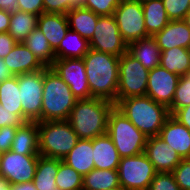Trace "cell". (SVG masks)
Instances as JSON below:
<instances>
[{
    "label": "cell",
    "mask_w": 190,
    "mask_h": 190,
    "mask_svg": "<svg viewBox=\"0 0 190 190\" xmlns=\"http://www.w3.org/2000/svg\"><path fill=\"white\" fill-rule=\"evenodd\" d=\"M119 58L91 48L83 57L91 98L117 103Z\"/></svg>",
    "instance_id": "6da1fadb"
},
{
    "label": "cell",
    "mask_w": 190,
    "mask_h": 190,
    "mask_svg": "<svg viewBox=\"0 0 190 190\" xmlns=\"http://www.w3.org/2000/svg\"><path fill=\"white\" fill-rule=\"evenodd\" d=\"M114 103L100 98L77 100L67 119L79 139L92 140L107 133L108 117Z\"/></svg>",
    "instance_id": "7a4b0ae2"
},
{
    "label": "cell",
    "mask_w": 190,
    "mask_h": 190,
    "mask_svg": "<svg viewBox=\"0 0 190 190\" xmlns=\"http://www.w3.org/2000/svg\"><path fill=\"white\" fill-rule=\"evenodd\" d=\"M115 107L148 137L159 136L161 128L170 116L165 105L148 96L121 99Z\"/></svg>",
    "instance_id": "3957f363"
},
{
    "label": "cell",
    "mask_w": 190,
    "mask_h": 190,
    "mask_svg": "<svg viewBox=\"0 0 190 190\" xmlns=\"http://www.w3.org/2000/svg\"><path fill=\"white\" fill-rule=\"evenodd\" d=\"M77 100L52 67L43 69L41 122L67 120Z\"/></svg>",
    "instance_id": "277c9868"
},
{
    "label": "cell",
    "mask_w": 190,
    "mask_h": 190,
    "mask_svg": "<svg viewBox=\"0 0 190 190\" xmlns=\"http://www.w3.org/2000/svg\"><path fill=\"white\" fill-rule=\"evenodd\" d=\"M40 156L62 160L79 140L67 120L38 122Z\"/></svg>",
    "instance_id": "5b68a950"
},
{
    "label": "cell",
    "mask_w": 190,
    "mask_h": 190,
    "mask_svg": "<svg viewBox=\"0 0 190 190\" xmlns=\"http://www.w3.org/2000/svg\"><path fill=\"white\" fill-rule=\"evenodd\" d=\"M107 134L121 158L144 153L148 136L141 132L115 106L109 113Z\"/></svg>",
    "instance_id": "8992f818"
},
{
    "label": "cell",
    "mask_w": 190,
    "mask_h": 190,
    "mask_svg": "<svg viewBox=\"0 0 190 190\" xmlns=\"http://www.w3.org/2000/svg\"><path fill=\"white\" fill-rule=\"evenodd\" d=\"M149 70L128 52L119 58L117 102L121 99L146 96Z\"/></svg>",
    "instance_id": "52a82bcc"
},
{
    "label": "cell",
    "mask_w": 190,
    "mask_h": 190,
    "mask_svg": "<svg viewBox=\"0 0 190 190\" xmlns=\"http://www.w3.org/2000/svg\"><path fill=\"white\" fill-rule=\"evenodd\" d=\"M117 171L125 190H148L157 173L145 153L121 158Z\"/></svg>",
    "instance_id": "ba28073f"
},
{
    "label": "cell",
    "mask_w": 190,
    "mask_h": 190,
    "mask_svg": "<svg viewBox=\"0 0 190 190\" xmlns=\"http://www.w3.org/2000/svg\"><path fill=\"white\" fill-rule=\"evenodd\" d=\"M113 16L127 45L150 36L145 28L144 12L140 2L121 0Z\"/></svg>",
    "instance_id": "9c48e42d"
},
{
    "label": "cell",
    "mask_w": 190,
    "mask_h": 190,
    "mask_svg": "<svg viewBox=\"0 0 190 190\" xmlns=\"http://www.w3.org/2000/svg\"><path fill=\"white\" fill-rule=\"evenodd\" d=\"M20 100L25 122H41L43 69L18 75Z\"/></svg>",
    "instance_id": "30bf717a"
},
{
    "label": "cell",
    "mask_w": 190,
    "mask_h": 190,
    "mask_svg": "<svg viewBox=\"0 0 190 190\" xmlns=\"http://www.w3.org/2000/svg\"><path fill=\"white\" fill-rule=\"evenodd\" d=\"M90 48L120 57L128 45L122 38L113 15L99 16L94 34L89 40Z\"/></svg>",
    "instance_id": "8fae6325"
},
{
    "label": "cell",
    "mask_w": 190,
    "mask_h": 190,
    "mask_svg": "<svg viewBox=\"0 0 190 190\" xmlns=\"http://www.w3.org/2000/svg\"><path fill=\"white\" fill-rule=\"evenodd\" d=\"M39 156L17 154L11 150L3 152L0 175L4 176L11 185L31 182L34 179Z\"/></svg>",
    "instance_id": "7c38bea8"
},
{
    "label": "cell",
    "mask_w": 190,
    "mask_h": 190,
    "mask_svg": "<svg viewBox=\"0 0 190 190\" xmlns=\"http://www.w3.org/2000/svg\"><path fill=\"white\" fill-rule=\"evenodd\" d=\"M52 68L69 85L78 100L91 98L83 58L55 59Z\"/></svg>",
    "instance_id": "4fadbf2b"
},
{
    "label": "cell",
    "mask_w": 190,
    "mask_h": 190,
    "mask_svg": "<svg viewBox=\"0 0 190 190\" xmlns=\"http://www.w3.org/2000/svg\"><path fill=\"white\" fill-rule=\"evenodd\" d=\"M180 76L161 66L149 70L146 96L169 108Z\"/></svg>",
    "instance_id": "5bb4252c"
},
{
    "label": "cell",
    "mask_w": 190,
    "mask_h": 190,
    "mask_svg": "<svg viewBox=\"0 0 190 190\" xmlns=\"http://www.w3.org/2000/svg\"><path fill=\"white\" fill-rule=\"evenodd\" d=\"M144 153L157 173L172 172L182 161L181 156L160 136L148 137Z\"/></svg>",
    "instance_id": "9a60e30c"
},
{
    "label": "cell",
    "mask_w": 190,
    "mask_h": 190,
    "mask_svg": "<svg viewBox=\"0 0 190 190\" xmlns=\"http://www.w3.org/2000/svg\"><path fill=\"white\" fill-rule=\"evenodd\" d=\"M159 136L171 146L182 159L190 158V130L170 115Z\"/></svg>",
    "instance_id": "2e32d148"
},
{
    "label": "cell",
    "mask_w": 190,
    "mask_h": 190,
    "mask_svg": "<svg viewBox=\"0 0 190 190\" xmlns=\"http://www.w3.org/2000/svg\"><path fill=\"white\" fill-rule=\"evenodd\" d=\"M152 37L161 51L173 47L190 48V29L183 20L169 21L161 31Z\"/></svg>",
    "instance_id": "e0dca14e"
},
{
    "label": "cell",
    "mask_w": 190,
    "mask_h": 190,
    "mask_svg": "<svg viewBox=\"0 0 190 190\" xmlns=\"http://www.w3.org/2000/svg\"><path fill=\"white\" fill-rule=\"evenodd\" d=\"M3 59L13 76L45 68L22 42H17L10 53Z\"/></svg>",
    "instance_id": "ac0fdd59"
},
{
    "label": "cell",
    "mask_w": 190,
    "mask_h": 190,
    "mask_svg": "<svg viewBox=\"0 0 190 190\" xmlns=\"http://www.w3.org/2000/svg\"><path fill=\"white\" fill-rule=\"evenodd\" d=\"M37 27L49 41L54 51L70 29L66 14L45 12L38 16Z\"/></svg>",
    "instance_id": "d6986e66"
},
{
    "label": "cell",
    "mask_w": 190,
    "mask_h": 190,
    "mask_svg": "<svg viewBox=\"0 0 190 190\" xmlns=\"http://www.w3.org/2000/svg\"><path fill=\"white\" fill-rule=\"evenodd\" d=\"M93 160L96 169L117 170L121 157L106 133L92 139Z\"/></svg>",
    "instance_id": "ffe728a7"
},
{
    "label": "cell",
    "mask_w": 190,
    "mask_h": 190,
    "mask_svg": "<svg viewBox=\"0 0 190 190\" xmlns=\"http://www.w3.org/2000/svg\"><path fill=\"white\" fill-rule=\"evenodd\" d=\"M83 177L95 168L92 140L79 139L74 148L62 159Z\"/></svg>",
    "instance_id": "44dd1931"
},
{
    "label": "cell",
    "mask_w": 190,
    "mask_h": 190,
    "mask_svg": "<svg viewBox=\"0 0 190 190\" xmlns=\"http://www.w3.org/2000/svg\"><path fill=\"white\" fill-rule=\"evenodd\" d=\"M127 52L148 70L160 66L161 50L152 36L130 43Z\"/></svg>",
    "instance_id": "7402d4cb"
},
{
    "label": "cell",
    "mask_w": 190,
    "mask_h": 190,
    "mask_svg": "<svg viewBox=\"0 0 190 190\" xmlns=\"http://www.w3.org/2000/svg\"><path fill=\"white\" fill-rule=\"evenodd\" d=\"M10 150L22 155H40L38 122H25L18 127Z\"/></svg>",
    "instance_id": "603a6c76"
},
{
    "label": "cell",
    "mask_w": 190,
    "mask_h": 190,
    "mask_svg": "<svg viewBox=\"0 0 190 190\" xmlns=\"http://www.w3.org/2000/svg\"><path fill=\"white\" fill-rule=\"evenodd\" d=\"M69 28L88 41L94 34L99 15L83 6L73 7L67 14Z\"/></svg>",
    "instance_id": "cb8c5ba5"
},
{
    "label": "cell",
    "mask_w": 190,
    "mask_h": 190,
    "mask_svg": "<svg viewBox=\"0 0 190 190\" xmlns=\"http://www.w3.org/2000/svg\"><path fill=\"white\" fill-rule=\"evenodd\" d=\"M89 49V41L78 32L69 29L55 50V57L56 59H81L88 53Z\"/></svg>",
    "instance_id": "d4e9b609"
},
{
    "label": "cell",
    "mask_w": 190,
    "mask_h": 190,
    "mask_svg": "<svg viewBox=\"0 0 190 190\" xmlns=\"http://www.w3.org/2000/svg\"><path fill=\"white\" fill-rule=\"evenodd\" d=\"M59 159L39 156L33 183L37 190H60L55 183Z\"/></svg>",
    "instance_id": "484cf974"
},
{
    "label": "cell",
    "mask_w": 190,
    "mask_h": 190,
    "mask_svg": "<svg viewBox=\"0 0 190 190\" xmlns=\"http://www.w3.org/2000/svg\"><path fill=\"white\" fill-rule=\"evenodd\" d=\"M160 66L179 76L190 72V50L184 47H173L161 51Z\"/></svg>",
    "instance_id": "4316f807"
},
{
    "label": "cell",
    "mask_w": 190,
    "mask_h": 190,
    "mask_svg": "<svg viewBox=\"0 0 190 190\" xmlns=\"http://www.w3.org/2000/svg\"><path fill=\"white\" fill-rule=\"evenodd\" d=\"M22 43L35 55L44 67H52L56 59L55 51L38 27Z\"/></svg>",
    "instance_id": "83f0119b"
},
{
    "label": "cell",
    "mask_w": 190,
    "mask_h": 190,
    "mask_svg": "<svg viewBox=\"0 0 190 190\" xmlns=\"http://www.w3.org/2000/svg\"><path fill=\"white\" fill-rule=\"evenodd\" d=\"M142 9L145 28L150 36L161 31L170 21L162 0L145 2L142 4Z\"/></svg>",
    "instance_id": "f1b7e54d"
},
{
    "label": "cell",
    "mask_w": 190,
    "mask_h": 190,
    "mask_svg": "<svg viewBox=\"0 0 190 190\" xmlns=\"http://www.w3.org/2000/svg\"><path fill=\"white\" fill-rule=\"evenodd\" d=\"M119 186L117 170L94 168L83 177L82 190H110Z\"/></svg>",
    "instance_id": "f546056e"
},
{
    "label": "cell",
    "mask_w": 190,
    "mask_h": 190,
    "mask_svg": "<svg viewBox=\"0 0 190 190\" xmlns=\"http://www.w3.org/2000/svg\"><path fill=\"white\" fill-rule=\"evenodd\" d=\"M38 15L23 11L11 13L8 33L16 42H23L37 27Z\"/></svg>",
    "instance_id": "4dcf8cb0"
},
{
    "label": "cell",
    "mask_w": 190,
    "mask_h": 190,
    "mask_svg": "<svg viewBox=\"0 0 190 190\" xmlns=\"http://www.w3.org/2000/svg\"><path fill=\"white\" fill-rule=\"evenodd\" d=\"M18 75L0 83V103L4 108L18 114L23 119V110L20 100Z\"/></svg>",
    "instance_id": "1f68e13d"
},
{
    "label": "cell",
    "mask_w": 190,
    "mask_h": 190,
    "mask_svg": "<svg viewBox=\"0 0 190 190\" xmlns=\"http://www.w3.org/2000/svg\"><path fill=\"white\" fill-rule=\"evenodd\" d=\"M55 183L60 190H82L83 176L59 159Z\"/></svg>",
    "instance_id": "d6a6232c"
},
{
    "label": "cell",
    "mask_w": 190,
    "mask_h": 190,
    "mask_svg": "<svg viewBox=\"0 0 190 190\" xmlns=\"http://www.w3.org/2000/svg\"><path fill=\"white\" fill-rule=\"evenodd\" d=\"M187 105H190V72L179 78L172 104L168 108L170 115Z\"/></svg>",
    "instance_id": "836d02e7"
},
{
    "label": "cell",
    "mask_w": 190,
    "mask_h": 190,
    "mask_svg": "<svg viewBox=\"0 0 190 190\" xmlns=\"http://www.w3.org/2000/svg\"><path fill=\"white\" fill-rule=\"evenodd\" d=\"M170 21L183 20L190 10V0H162Z\"/></svg>",
    "instance_id": "e575fe53"
},
{
    "label": "cell",
    "mask_w": 190,
    "mask_h": 190,
    "mask_svg": "<svg viewBox=\"0 0 190 190\" xmlns=\"http://www.w3.org/2000/svg\"><path fill=\"white\" fill-rule=\"evenodd\" d=\"M121 0H85L83 7L99 16L113 15Z\"/></svg>",
    "instance_id": "d590c367"
},
{
    "label": "cell",
    "mask_w": 190,
    "mask_h": 190,
    "mask_svg": "<svg viewBox=\"0 0 190 190\" xmlns=\"http://www.w3.org/2000/svg\"><path fill=\"white\" fill-rule=\"evenodd\" d=\"M148 190H181L171 172H158L151 181Z\"/></svg>",
    "instance_id": "8d00e7d4"
},
{
    "label": "cell",
    "mask_w": 190,
    "mask_h": 190,
    "mask_svg": "<svg viewBox=\"0 0 190 190\" xmlns=\"http://www.w3.org/2000/svg\"><path fill=\"white\" fill-rule=\"evenodd\" d=\"M171 173L181 190H190V158L182 159Z\"/></svg>",
    "instance_id": "74e56055"
},
{
    "label": "cell",
    "mask_w": 190,
    "mask_h": 190,
    "mask_svg": "<svg viewBox=\"0 0 190 190\" xmlns=\"http://www.w3.org/2000/svg\"><path fill=\"white\" fill-rule=\"evenodd\" d=\"M45 13L67 14L71 10V0H43Z\"/></svg>",
    "instance_id": "f35d334b"
},
{
    "label": "cell",
    "mask_w": 190,
    "mask_h": 190,
    "mask_svg": "<svg viewBox=\"0 0 190 190\" xmlns=\"http://www.w3.org/2000/svg\"><path fill=\"white\" fill-rule=\"evenodd\" d=\"M25 121L12 111L7 110L0 103V128L5 126L21 127Z\"/></svg>",
    "instance_id": "ab89813d"
},
{
    "label": "cell",
    "mask_w": 190,
    "mask_h": 190,
    "mask_svg": "<svg viewBox=\"0 0 190 190\" xmlns=\"http://www.w3.org/2000/svg\"><path fill=\"white\" fill-rule=\"evenodd\" d=\"M18 10L41 15L44 13L43 0H17Z\"/></svg>",
    "instance_id": "60d3db41"
},
{
    "label": "cell",
    "mask_w": 190,
    "mask_h": 190,
    "mask_svg": "<svg viewBox=\"0 0 190 190\" xmlns=\"http://www.w3.org/2000/svg\"><path fill=\"white\" fill-rule=\"evenodd\" d=\"M18 127L5 126L0 128V150L7 152L11 149Z\"/></svg>",
    "instance_id": "b9f144b4"
},
{
    "label": "cell",
    "mask_w": 190,
    "mask_h": 190,
    "mask_svg": "<svg viewBox=\"0 0 190 190\" xmlns=\"http://www.w3.org/2000/svg\"><path fill=\"white\" fill-rule=\"evenodd\" d=\"M16 43L17 42L8 32L0 33V58H5Z\"/></svg>",
    "instance_id": "7bdbcfd3"
},
{
    "label": "cell",
    "mask_w": 190,
    "mask_h": 190,
    "mask_svg": "<svg viewBox=\"0 0 190 190\" xmlns=\"http://www.w3.org/2000/svg\"><path fill=\"white\" fill-rule=\"evenodd\" d=\"M172 116L190 130V105L179 108Z\"/></svg>",
    "instance_id": "ee69618b"
},
{
    "label": "cell",
    "mask_w": 190,
    "mask_h": 190,
    "mask_svg": "<svg viewBox=\"0 0 190 190\" xmlns=\"http://www.w3.org/2000/svg\"><path fill=\"white\" fill-rule=\"evenodd\" d=\"M11 13L0 9V33H5L9 29Z\"/></svg>",
    "instance_id": "f6af8a7d"
},
{
    "label": "cell",
    "mask_w": 190,
    "mask_h": 190,
    "mask_svg": "<svg viewBox=\"0 0 190 190\" xmlns=\"http://www.w3.org/2000/svg\"><path fill=\"white\" fill-rule=\"evenodd\" d=\"M0 9L13 13L18 10L17 0H0Z\"/></svg>",
    "instance_id": "bcb514c9"
},
{
    "label": "cell",
    "mask_w": 190,
    "mask_h": 190,
    "mask_svg": "<svg viewBox=\"0 0 190 190\" xmlns=\"http://www.w3.org/2000/svg\"><path fill=\"white\" fill-rule=\"evenodd\" d=\"M13 75L6 66L4 59L0 58V83L4 80L11 78Z\"/></svg>",
    "instance_id": "7dc6e473"
},
{
    "label": "cell",
    "mask_w": 190,
    "mask_h": 190,
    "mask_svg": "<svg viewBox=\"0 0 190 190\" xmlns=\"http://www.w3.org/2000/svg\"><path fill=\"white\" fill-rule=\"evenodd\" d=\"M11 189L12 190H37L35 188L33 181L25 182V183H19V184H12Z\"/></svg>",
    "instance_id": "c3c4849f"
},
{
    "label": "cell",
    "mask_w": 190,
    "mask_h": 190,
    "mask_svg": "<svg viewBox=\"0 0 190 190\" xmlns=\"http://www.w3.org/2000/svg\"><path fill=\"white\" fill-rule=\"evenodd\" d=\"M0 190H12L9 181L2 175H0Z\"/></svg>",
    "instance_id": "681fc988"
},
{
    "label": "cell",
    "mask_w": 190,
    "mask_h": 190,
    "mask_svg": "<svg viewBox=\"0 0 190 190\" xmlns=\"http://www.w3.org/2000/svg\"><path fill=\"white\" fill-rule=\"evenodd\" d=\"M85 0H71V9L73 7L83 6Z\"/></svg>",
    "instance_id": "f907efd6"
},
{
    "label": "cell",
    "mask_w": 190,
    "mask_h": 190,
    "mask_svg": "<svg viewBox=\"0 0 190 190\" xmlns=\"http://www.w3.org/2000/svg\"><path fill=\"white\" fill-rule=\"evenodd\" d=\"M183 21L186 23L187 27L190 29V10L185 15Z\"/></svg>",
    "instance_id": "816d5d0a"
},
{
    "label": "cell",
    "mask_w": 190,
    "mask_h": 190,
    "mask_svg": "<svg viewBox=\"0 0 190 190\" xmlns=\"http://www.w3.org/2000/svg\"><path fill=\"white\" fill-rule=\"evenodd\" d=\"M136 1L140 2L141 4H143L145 2L152 1V0H136Z\"/></svg>",
    "instance_id": "f5cc1de1"
},
{
    "label": "cell",
    "mask_w": 190,
    "mask_h": 190,
    "mask_svg": "<svg viewBox=\"0 0 190 190\" xmlns=\"http://www.w3.org/2000/svg\"><path fill=\"white\" fill-rule=\"evenodd\" d=\"M110 190H125L123 187L119 186L117 188H114V189H110Z\"/></svg>",
    "instance_id": "db71d44e"
},
{
    "label": "cell",
    "mask_w": 190,
    "mask_h": 190,
    "mask_svg": "<svg viewBox=\"0 0 190 190\" xmlns=\"http://www.w3.org/2000/svg\"><path fill=\"white\" fill-rule=\"evenodd\" d=\"M2 155H3V152L0 150V162H1V159H2Z\"/></svg>",
    "instance_id": "11a10c76"
}]
</instances>
